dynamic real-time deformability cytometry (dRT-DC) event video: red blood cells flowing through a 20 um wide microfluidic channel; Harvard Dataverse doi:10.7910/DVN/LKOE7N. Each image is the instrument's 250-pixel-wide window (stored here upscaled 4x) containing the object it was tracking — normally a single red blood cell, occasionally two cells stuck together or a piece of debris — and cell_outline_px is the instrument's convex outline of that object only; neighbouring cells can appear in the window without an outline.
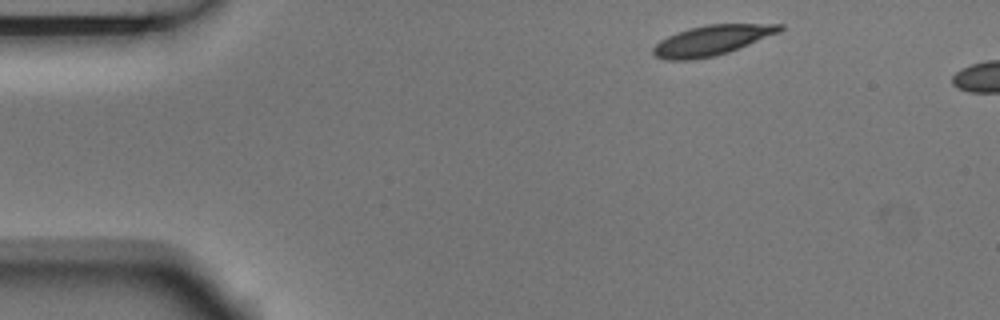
{"species": "Egyptian fruit bat (a non-hibernating species)", "species_latin": "Rousettus aegyptiacus", "temperature_condition": "room temperature", "stored_images_in_passage": 4, "camera_frame_rate_fps": 3000, "um_per_image_px": 0.085, "animal": {"sex": "male"}, "frame": {"image": 1, "passage_image": 1, "time_ms": 0.0, "image_size_px": [1000, 320], "cell_outline_px": [[784, 28], [780, 32], [728, 52], [716, 56], [692, 60], [664, 60], [656, 56], [652, 52], [652, 48], [660, 40], [676, 32], [688, 28], [708, 24], [784, 24]], "centroid_in_image_um": [60.48, 3.43], "position_along_channel_um": 24.5, "area_um2": 22.2}}